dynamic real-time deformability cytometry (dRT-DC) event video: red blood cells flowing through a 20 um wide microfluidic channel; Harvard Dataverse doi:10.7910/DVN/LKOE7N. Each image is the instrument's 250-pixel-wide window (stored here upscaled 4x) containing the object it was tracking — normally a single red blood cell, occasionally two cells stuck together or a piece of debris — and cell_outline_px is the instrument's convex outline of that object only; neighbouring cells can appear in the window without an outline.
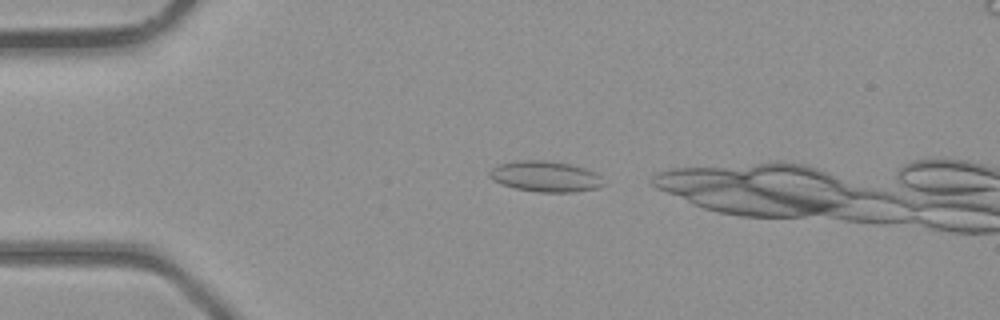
{"species": "common noctule bat (a hibernating species)", "species_latin": "Nyctalus noctula", "temperature_condition": "room temperature", "stored_images_in_passage": 2, "camera_frame_rate_fps": 3000, "um_per_image_px": 0.085, "animal": {"sex": "male", "body_mass_g": 23.1, "forearm_length_mm": 52.7}, "frame": {"image": 1, "passage_image": 1, "time_ms": 0.0, "image_size_px": [1000, 320], "cell_outline_px": [[604, 184], [600, 188], [572, 192], [536, 192], [516, 188], [500, 184], [492, 180], [488, 176], [488, 172], [492, 168], [500, 164], [516, 160], [544, 160], [572, 164], [596, 172], [600, 176]], "centroid_in_image_um": [46.35, 15.0], "position_along_channel_um": 38.7, "area_um2": 20.63}}